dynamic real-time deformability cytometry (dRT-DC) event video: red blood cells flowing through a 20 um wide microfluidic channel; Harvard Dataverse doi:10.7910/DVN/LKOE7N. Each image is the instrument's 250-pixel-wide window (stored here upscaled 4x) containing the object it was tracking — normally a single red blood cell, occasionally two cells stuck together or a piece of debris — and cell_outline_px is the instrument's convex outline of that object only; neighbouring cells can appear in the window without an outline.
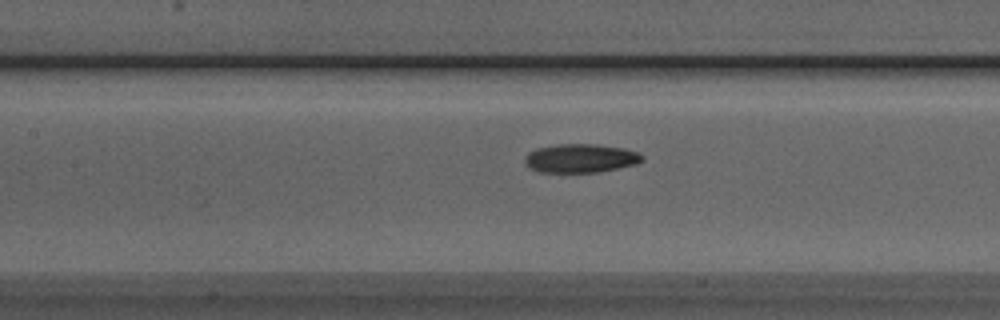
{"species": "Egyptian fruit bat (a non-hibernating species)", "species_latin": "Rousettus aegyptiacus", "temperature_condition": "room temperature", "stored_images_in_passage": 36, "camera_frame_rate_fps": 3000, "um_per_image_px": 0.085, "animal": {"sex": "male"}, "frame": {"image": 1, "passage_image": 11, "time_ms": 3.333, "image_size_px": [1000, 320], "cell_outline_px": [[644, 160], [636, 164], [600, 172], [540, 172], [528, 168], [524, 164], [524, 156], [528, 152], [536, 148], [556, 144], [596, 144], [624, 148], [640, 152], [644, 156]], "centroid_in_image_um": [49.34, 13.45], "position_along_channel_um": 158.1, "area_um2": 20.0}}
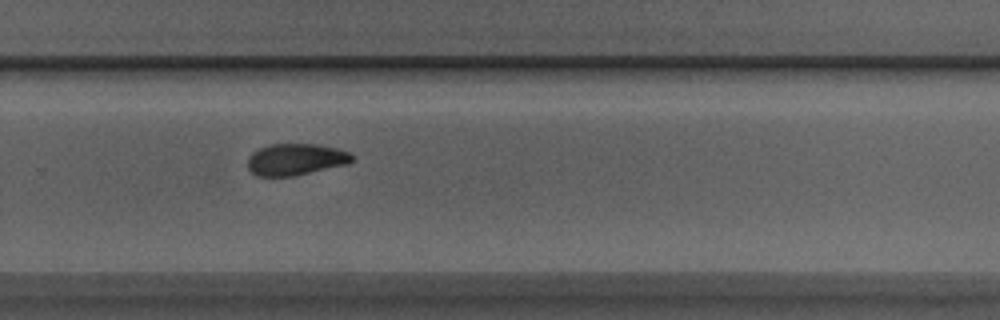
{"frame": {"image": 2, "passage_image": 22, "time_ms": 7.0, "image_size_px": [1000, 320], "cell_outline_px": [[352, 160], [348, 164], [292, 176], [256, 176], [248, 168], [248, 160], [252, 152], [268, 144], [316, 144], [336, 148], [348, 152], [352, 156]], "centroid_in_image_um": [25.11, 13.55], "position_along_channel_um": 304.7, "area_um2": 19.07}}
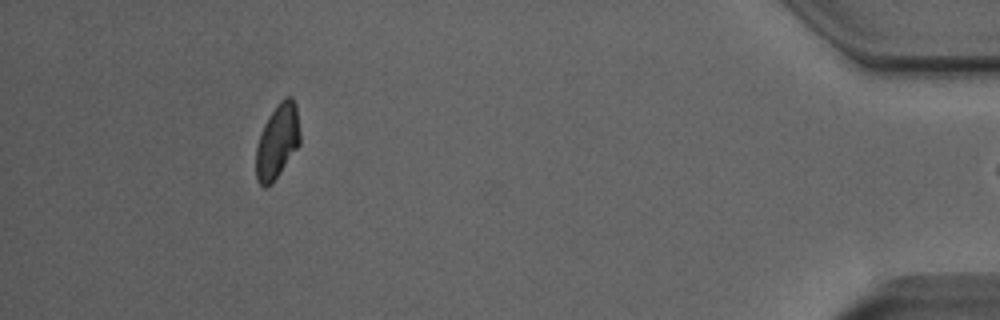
{"frame": {"image": 3, "passage_image": 35, "time_ms": 11.333, "image_size_px": [1000, 320], "cell_outline_px": [[300, 144], [272, 184], [264, 188], [256, 180], [256, 148], [264, 124], [280, 100], [284, 96], [292, 96], [296, 104], [300, 132]], "centroid_in_image_um": [23.59, 12.02], "position_along_channel_um": 411.6, "area_um2": 19.07}}